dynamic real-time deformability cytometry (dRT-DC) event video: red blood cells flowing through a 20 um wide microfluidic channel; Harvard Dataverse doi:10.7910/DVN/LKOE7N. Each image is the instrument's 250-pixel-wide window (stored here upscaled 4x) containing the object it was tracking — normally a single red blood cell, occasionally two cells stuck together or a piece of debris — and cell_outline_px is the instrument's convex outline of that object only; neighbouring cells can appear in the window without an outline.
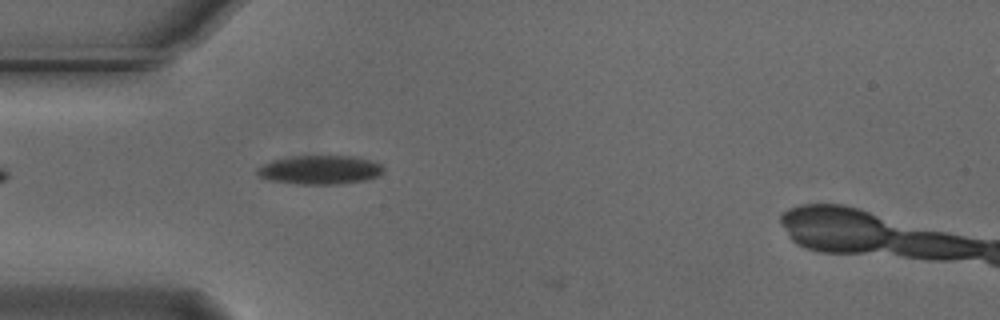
{"species": "Egyptian fruit bat (a non-hibernating species)", "species_latin": "Rousettus aegyptiacus", "temperature_condition": "cold", "stored_images_in_passage": 4, "camera_frame_rate_fps": 3000, "um_per_image_px": 0.085, "animal": {"sex": "male"}, "frame": {"image": 1, "passage_image": 1, "time_ms": 0.0, "image_size_px": [1000, 320], "cell_outline_px": [[384, 172], [380, 176], [368, 180], [340, 184], [296, 184], [268, 180], [260, 176], [256, 172], [256, 168], [272, 160], [296, 156], [352, 156], [368, 160], [380, 164], [384, 168]], "centroid_in_image_um": [27.21, 14.45], "position_along_channel_um": 57.8, "area_um2": 21.33}}